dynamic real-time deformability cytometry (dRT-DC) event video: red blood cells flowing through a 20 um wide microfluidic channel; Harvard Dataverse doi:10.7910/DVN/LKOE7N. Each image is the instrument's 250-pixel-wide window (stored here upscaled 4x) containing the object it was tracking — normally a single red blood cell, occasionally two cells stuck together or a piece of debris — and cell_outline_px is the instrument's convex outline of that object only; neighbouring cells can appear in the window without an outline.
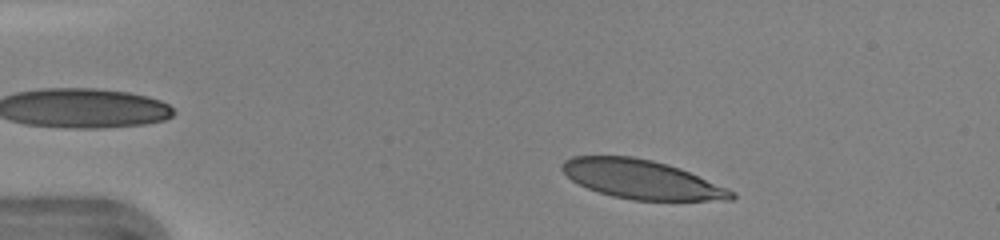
{"species": "human", "species_latin": "Homo sapiens", "temperature_condition": "warm", "stored_images_in_passage": 37, "camera_frame_rate_fps": 3000, "um_per_image_px": 0.085, "donor": {"sex": "female"}, "frame": {"image": 1, "passage_image": 4, "time_ms": 1.0, "image_size_px": [1000, 240], "cell_outline_px": [[736, 196], [732, 200], [632, 200], [612, 196], [588, 188], [572, 180], [560, 168], [560, 164], [564, 160], [572, 156], [632, 156], [652, 160], [668, 164], [680, 168], [728, 188], [736, 192]], "centroid_in_image_um": [54.55, 15.24], "position_along_channel_um": 30.5, "area_um2": 38.38}}
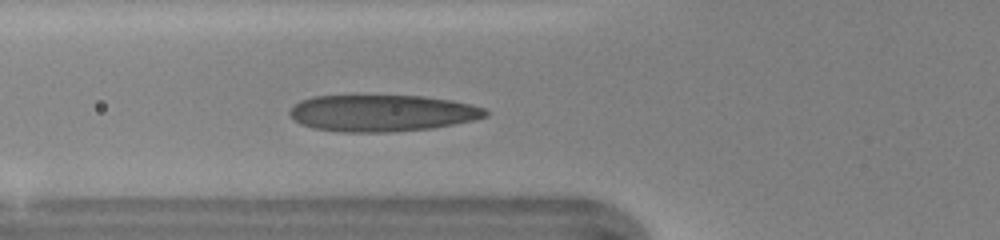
{"frame": {"image": 2, "passage_image": 13, "time_ms": 4.0, "image_size_px": [1000, 240], "cell_outline_px": [[488, 116], [472, 120], [432, 128], [392, 132], [340, 132], [312, 128], [300, 124], [288, 112], [300, 100], [312, 96], [424, 96], [452, 100], [472, 104], [484, 108], [488, 112]], "centroid_in_image_um": [32.48, 9.61], "position_along_channel_um": 93.3, "area_um2": 41.79}}
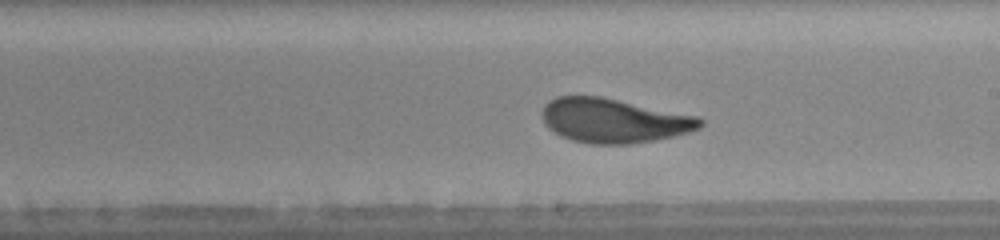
{"frame": {"image": 3, "passage_image": 23, "time_ms": 7.333, "image_size_px": [1000, 240], "cell_outline_px": [[704, 124], [700, 128], [688, 132], [672, 136], [632, 144], [588, 144], [572, 140], [560, 136], [548, 128], [544, 124], [540, 112], [544, 104], [548, 100], [556, 96], [600, 96], [696, 116], [704, 120]], "centroid_in_image_um": [52.1, 10.25], "position_along_channel_um": 236.9, "area_um2": 40.92}, "authors_computed_cell_mechanics": {"area_um2": 40.4022, "velocity_mm_per_s": 4.2937, "shape_relaxation_time_tau1_ms": 3.5577, "shape_relaxation_time_tau2_ms": 0.7945, "deformation_change_tau1": 0.1855, "deformation_change_tau2": 0.0868}}